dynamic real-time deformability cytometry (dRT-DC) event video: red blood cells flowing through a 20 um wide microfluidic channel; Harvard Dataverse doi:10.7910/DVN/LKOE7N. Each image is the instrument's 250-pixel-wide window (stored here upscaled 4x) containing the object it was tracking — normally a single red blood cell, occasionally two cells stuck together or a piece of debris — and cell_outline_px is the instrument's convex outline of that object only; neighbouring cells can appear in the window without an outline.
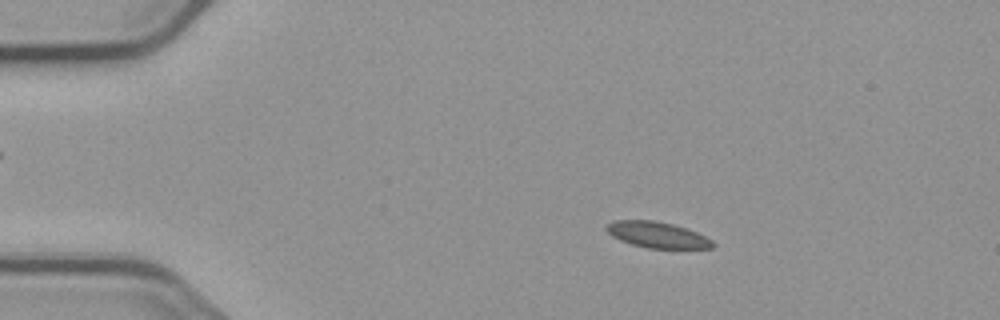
{"species": "common noctule bat (a hibernating species)", "species_latin": "Nyctalus noctula", "temperature_condition": "cold", "stored_images_in_passage": 55, "camera_frame_rate_fps": 3000, "um_per_image_px": 0.085, "animal": {"sex": "male", "body_mass_g": 23.1, "forearm_length_mm": 52.7}, "frame": {"image": 1, "passage_image": 9, "time_ms": 2.667, "image_size_px": [1000, 320], "cell_outline_px": [[716, 244], [712, 248], [648, 248], [632, 244], [620, 240], [612, 236], [604, 228], [612, 220], [656, 220], [672, 224], [696, 232], [712, 240]], "centroid_in_image_um": [55.84, 19.95], "position_along_channel_um": 29.2, "area_um2": 16.01}}
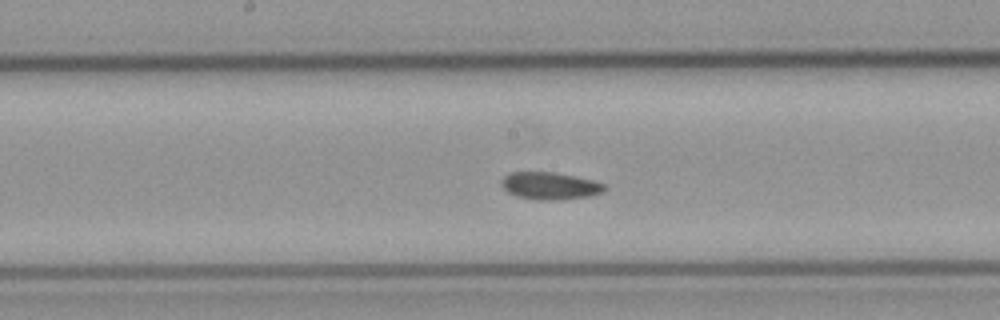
{"frame": {"image": 2, "passage_image": 28, "time_ms": 9.0, "image_size_px": [1000, 320], "cell_outline_px": [[608, 188], [604, 192], [588, 196], [560, 200], [536, 200], [516, 196], [508, 192], [500, 184], [500, 180], [504, 176], [512, 172], [552, 172], [592, 180], [608, 184]], "centroid_in_image_um": [46.76, 15.8], "position_along_channel_um": 201.4, "area_um2": 16.53}}
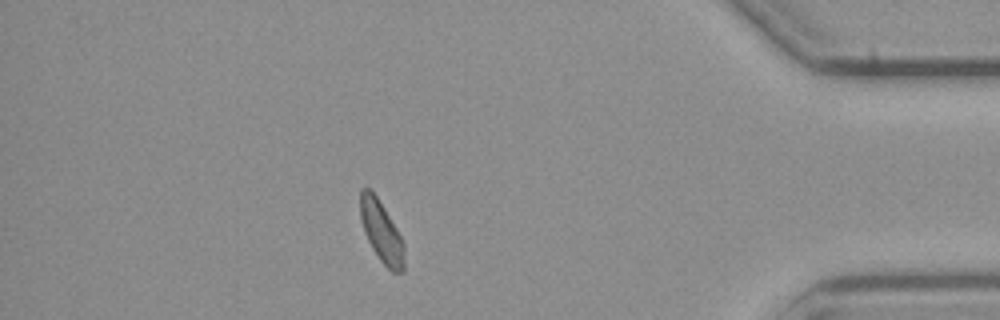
{"frame": {"image": 3, "passage_image": 48, "time_ms": 15.667, "image_size_px": [1000, 320], "cell_outline_px": [[404, 272], [392, 272], [380, 260], [372, 248], [364, 232], [360, 216], [360, 188], [368, 188], [376, 196], [384, 208], [396, 228], [404, 244]], "centroid_in_image_um": [32.42, 19.71], "position_along_channel_um": 402.8, "area_um2": 15.49}, "authors_computed_cell_mechanics": {"area_um2": 16.2996, "velocity_mm_per_s": 3.6739, "shape_relaxation_time_tau1_ms": 4.6651, "shape_relaxation_time_tau2_ms": 3.0818, "deformation_change_tau1": 0.0706, "deformation_change_tau2": 0.0693}}